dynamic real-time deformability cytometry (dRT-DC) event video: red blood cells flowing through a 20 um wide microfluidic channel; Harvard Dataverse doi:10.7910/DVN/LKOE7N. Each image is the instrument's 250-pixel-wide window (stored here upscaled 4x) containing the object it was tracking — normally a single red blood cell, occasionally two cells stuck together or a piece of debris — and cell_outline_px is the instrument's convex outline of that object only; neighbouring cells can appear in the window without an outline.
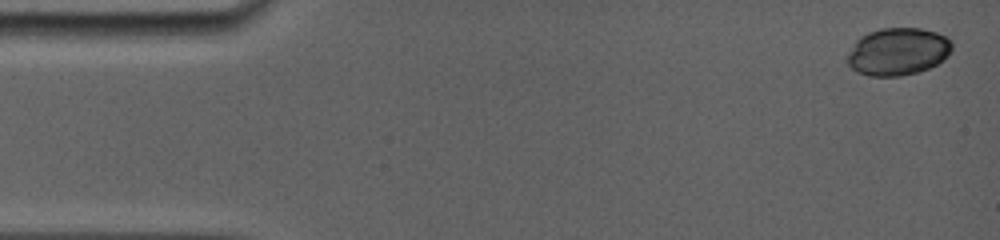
{"species": "common noctule bat (a hibernating species)", "species_latin": "Nyctalus noctula", "temperature_condition": "room temperature", "stored_images_in_passage": 15, "camera_frame_rate_fps": 5000, "um_per_image_px": 0.085, "animal": {"sex": "female", "body_mass_g": 19.0, "forearm_length_mm": 56.7}, "frame": {"image": 1, "passage_image": 1, "time_ms": 0.0, "image_size_px": [1000, 240], "cell_outline_px": [[952, 48], [944, 60], [928, 68], [916, 72], [900, 76], [868, 76], [856, 72], [848, 64], [848, 52], [856, 40], [860, 36], [868, 32], [880, 28], [920, 28], [936, 32], [952, 40]], "centroid_in_image_um": [76.31, 4.38], "position_along_channel_um": 8.7, "area_um2": 29.02}}